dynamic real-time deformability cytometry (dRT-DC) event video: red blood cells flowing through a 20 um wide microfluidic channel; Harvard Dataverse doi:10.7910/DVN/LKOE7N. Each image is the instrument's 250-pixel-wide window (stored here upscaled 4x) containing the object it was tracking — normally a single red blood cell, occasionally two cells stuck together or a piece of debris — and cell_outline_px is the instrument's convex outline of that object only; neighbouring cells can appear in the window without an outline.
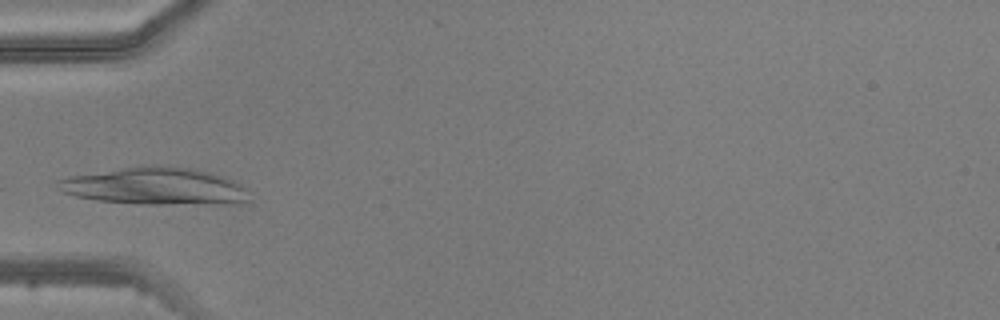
{"species": "common noctule bat (a hibernating species)", "species_latin": "Nyctalus noctula", "temperature_condition": "warm", "stored_images_in_passage": 3, "camera_frame_rate_fps": 3000, "um_per_image_px": 0.085, "animal": {"sex": "male", "body_mass_g": 20.5, "forearm_length_mm": 52.5}, "frame": {"image": 1, "passage_image": 3, "time_ms": 2.333, "image_size_px": [1000, 320], "cell_outline_px": [[244, 200], [232, 204], [148, 204], [96, 200], [76, 196], [60, 192], [56, 180], [68, 176], [152, 164], [192, 168], [224, 176], [240, 184], [244, 188]], "centroid_in_image_um": [13.11, 15.82], "position_along_channel_um": 71.9, "area_um2": 41.1}}